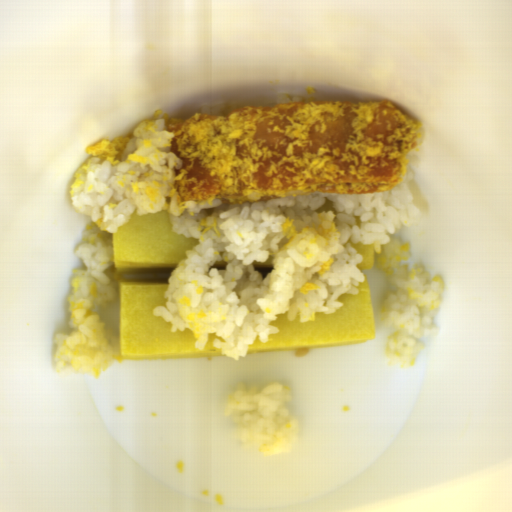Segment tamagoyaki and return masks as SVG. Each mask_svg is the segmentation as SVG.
Listing matches in <instances>:
<instances>
[{
	"mask_svg": "<svg viewBox=\"0 0 512 512\" xmlns=\"http://www.w3.org/2000/svg\"><path fill=\"white\" fill-rule=\"evenodd\" d=\"M168 279L118 282L119 355L121 359H171L228 357L209 334L203 350L196 348L190 329L171 332L172 324L154 310L167 302Z\"/></svg>",
	"mask_w": 512,
	"mask_h": 512,
	"instance_id": "1",
	"label": "tamagoyaki"
},
{
	"mask_svg": "<svg viewBox=\"0 0 512 512\" xmlns=\"http://www.w3.org/2000/svg\"><path fill=\"white\" fill-rule=\"evenodd\" d=\"M358 285L356 294L338 295L343 307L331 314L316 313L305 322H300L299 313L294 321L288 313L276 315L270 320L278 334L269 335L266 342L254 338L246 354L287 350L319 348L370 342L375 339V324L368 279ZM245 354V355H246Z\"/></svg>",
	"mask_w": 512,
	"mask_h": 512,
	"instance_id": "2",
	"label": "tamagoyaki"
},
{
	"mask_svg": "<svg viewBox=\"0 0 512 512\" xmlns=\"http://www.w3.org/2000/svg\"><path fill=\"white\" fill-rule=\"evenodd\" d=\"M199 239L172 231L166 210L140 215L112 233L113 266L120 274H171Z\"/></svg>",
	"mask_w": 512,
	"mask_h": 512,
	"instance_id": "3",
	"label": "tamagoyaki"
},
{
	"mask_svg": "<svg viewBox=\"0 0 512 512\" xmlns=\"http://www.w3.org/2000/svg\"><path fill=\"white\" fill-rule=\"evenodd\" d=\"M352 248L355 249L360 256L363 258V262L356 267L359 270H368L373 268L375 261V248L374 245H361L358 242L351 244Z\"/></svg>",
	"mask_w": 512,
	"mask_h": 512,
	"instance_id": "4",
	"label": "tamagoyaki"
},
{
	"mask_svg": "<svg viewBox=\"0 0 512 512\" xmlns=\"http://www.w3.org/2000/svg\"><path fill=\"white\" fill-rule=\"evenodd\" d=\"M254 270L259 271L265 277L271 269H274L272 258L267 259L265 262L253 261Z\"/></svg>",
	"mask_w": 512,
	"mask_h": 512,
	"instance_id": "5",
	"label": "tamagoyaki"
},
{
	"mask_svg": "<svg viewBox=\"0 0 512 512\" xmlns=\"http://www.w3.org/2000/svg\"><path fill=\"white\" fill-rule=\"evenodd\" d=\"M226 267H227L226 260L221 259V260H215L212 269L221 271V270H226Z\"/></svg>",
	"mask_w": 512,
	"mask_h": 512,
	"instance_id": "6",
	"label": "tamagoyaki"
}]
</instances>
